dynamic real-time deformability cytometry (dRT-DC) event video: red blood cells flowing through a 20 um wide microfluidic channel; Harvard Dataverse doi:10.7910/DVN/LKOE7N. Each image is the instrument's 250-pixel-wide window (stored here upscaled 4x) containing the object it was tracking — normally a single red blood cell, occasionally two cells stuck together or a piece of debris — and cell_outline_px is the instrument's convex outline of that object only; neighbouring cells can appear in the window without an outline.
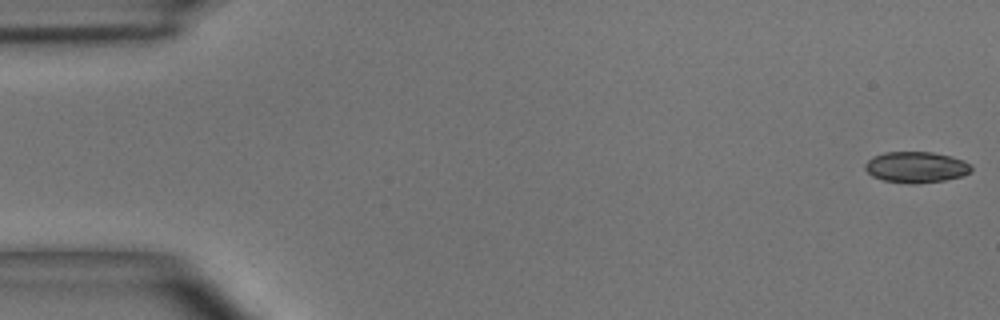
{"species": "common noctule bat (a hibernating species)", "species_latin": "Nyctalus noctula", "temperature_condition": "room temperature", "stored_images_in_passage": 49, "camera_frame_rate_fps": 3000, "um_per_image_px": 0.085, "animal": {"sex": "male", "body_mass_g": 15.6}, "frame": {"image": 1, "passage_image": 1, "time_ms": 0.0, "image_size_px": [1000, 320], "cell_outline_px": [[972, 172], [960, 176], [944, 180], [884, 180], [872, 176], [864, 168], [864, 164], [872, 156], [884, 152], [932, 152], [952, 156], [964, 160], [972, 164]], "centroid_in_image_um": [77.89, 14.14], "position_along_channel_um": 7.1, "area_um2": 18.44}}
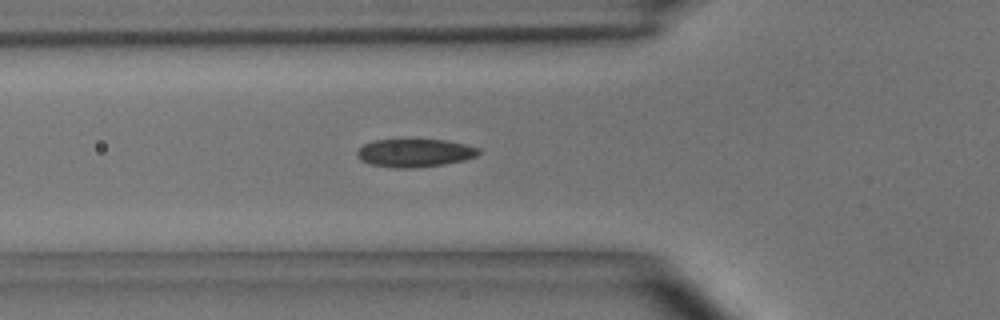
{"frame": {"image": 2, "passage_image": 17, "time_ms": 5.333, "image_size_px": [1000, 320], "cell_outline_px": [[480, 152], [476, 156], [464, 160], [444, 164], [420, 168], [392, 168], [368, 164], [360, 160], [356, 152], [356, 148], [364, 144], [376, 140], [444, 140], [468, 144], [480, 148]], "centroid_in_image_um": [35.24, 13.01], "position_along_channel_um": 90.6, "area_um2": 20.17}}
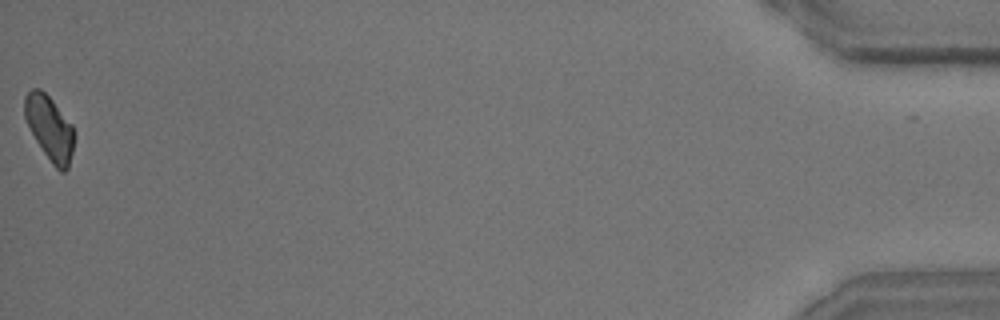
{"frame": {"image": 3, "passage_image": 49, "time_ms": 16.0, "image_size_px": [1000, 320], "cell_outline_px": [[76, 136], [68, 168], [64, 172], [60, 172], [52, 164], [36, 140], [24, 116], [24, 96], [32, 88], [40, 88], [52, 100], [72, 124]], "centroid_in_image_um": [4.24, 10.88], "position_along_channel_um": 431.0, "area_um2": 18.55}, "authors_computed_cell_mechanics": {"area_um2": 19.652, "velocity_mm_per_s": 4.085, "shape_relaxation_time_tau1_ms": 3.0432, "shape_relaxation_time_tau2_ms": 1.7101, "deformation_change_tau1": 0.1048, "deformation_change_tau2": 0.0632}}